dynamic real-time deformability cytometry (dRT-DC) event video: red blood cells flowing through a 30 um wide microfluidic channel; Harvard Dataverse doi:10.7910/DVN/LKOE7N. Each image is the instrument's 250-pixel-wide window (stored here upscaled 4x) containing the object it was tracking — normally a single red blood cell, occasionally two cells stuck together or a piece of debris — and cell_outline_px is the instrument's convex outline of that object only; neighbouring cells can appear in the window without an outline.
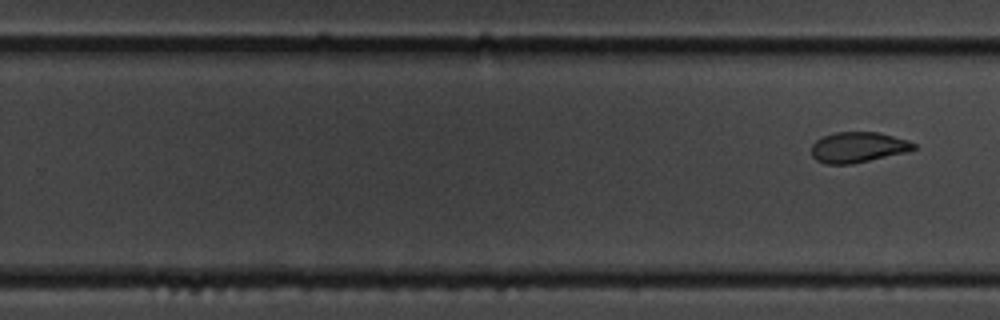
{"species": "common noctule bat (a hibernating species)", "species_latin": "Nyctalus noctula", "temperature_condition": "cold", "stored_images_in_passage": 11, "segment_of_instrument_passage": [2, 2], "camera_frame_rate_fps": 3000, "um_per_image_px": 0.085, "animal": {"sex": "male", "body_mass_g": 19.5, "forearm_length_mm": 54.6}, "frame": {"image": 1, "passage_image": 11, "time_ms": 12.333, "image_size_px": [1000, 320], "cell_outline_px": [[916, 148], [908, 152], [852, 164], [824, 164], [816, 160], [812, 156], [812, 144], [816, 140], [824, 136], [836, 132], [880, 132], [908, 140], [916, 144]], "centroid_in_image_um": [72.95, 12.52], "position_along_channel_um": 256.9, "area_um2": 18.32}}